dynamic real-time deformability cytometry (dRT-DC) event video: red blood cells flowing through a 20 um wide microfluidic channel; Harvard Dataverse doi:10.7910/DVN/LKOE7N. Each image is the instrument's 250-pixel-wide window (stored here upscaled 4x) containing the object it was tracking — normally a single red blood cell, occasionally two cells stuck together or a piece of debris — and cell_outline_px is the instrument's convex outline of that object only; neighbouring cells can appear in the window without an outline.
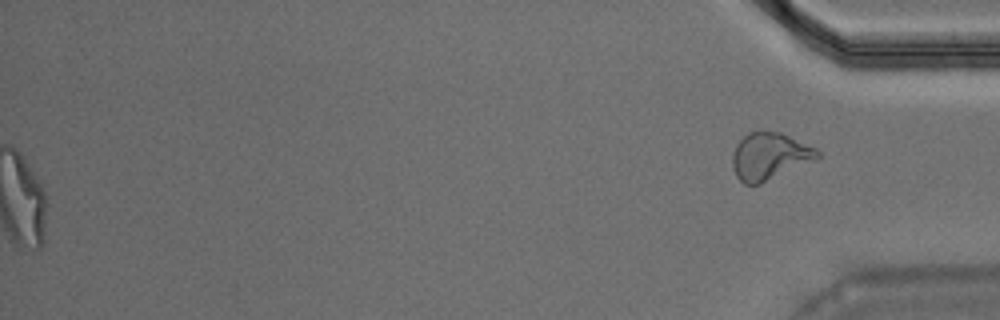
{"species": "Egyptian fruit bat (a non-hibernating species)", "species_latin": "Rousettus aegyptiacus", "temperature_condition": "warm", "stored_images_in_passage": 43, "segment_of_instrument_passage": [2, 2], "camera_frame_rate_fps": 3000, "um_per_image_px": 0.085, "animal": {"sex": "male"}, "frame": {"image": 1, "passage_image": 43, "time_ms": 14.0, "image_size_px": [1000, 320], "cell_outline_px": [[820, 156], [816, 160], [760, 184], [744, 184], [736, 176], [732, 168], [732, 152], [736, 144], [748, 132], [780, 132], [816, 148], [820, 152]], "centroid_in_image_um": [65.4, 13.29], "position_along_channel_um": 369.8, "area_um2": 23.29}}